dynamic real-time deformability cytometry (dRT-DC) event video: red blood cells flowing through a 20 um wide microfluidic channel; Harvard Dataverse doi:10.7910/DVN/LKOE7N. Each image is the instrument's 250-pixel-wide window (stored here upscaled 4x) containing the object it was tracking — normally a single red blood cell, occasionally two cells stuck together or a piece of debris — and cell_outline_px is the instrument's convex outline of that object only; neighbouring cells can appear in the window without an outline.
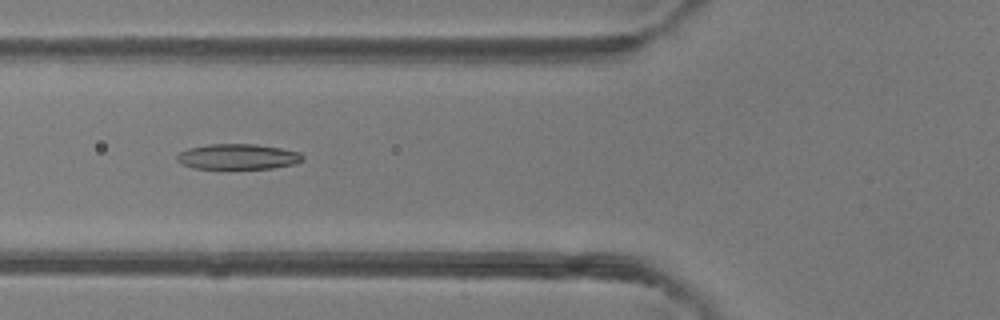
{"species": "common noctule bat (a hibernating species)", "species_latin": "Nyctalus noctula", "temperature_condition": "room temperature", "stored_images_in_passage": 40, "camera_frame_rate_fps": 3000, "um_per_image_px": 0.085, "animal": {"sex": "female"}, "frame": {"image": 1, "passage_image": 10, "time_ms": 3.0, "image_size_px": [1000, 320], "cell_outline_px": [[304, 160], [292, 164], [272, 168], [192, 168], [176, 160], [176, 156], [180, 152], [188, 148], [208, 144], [256, 144], [280, 148], [300, 152], [304, 156]], "centroid_in_image_um": [20.22, 13.3], "position_along_channel_um": 105.6, "area_um2": 18.5}}
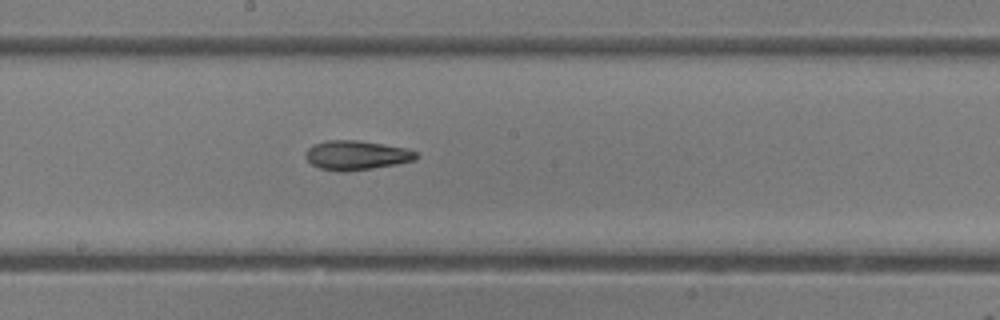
{"frame": {"image": 2, "passage_image": 18, "time_ms": 5.667, "image_size_px": [1000, 320], "cell_outline_px": [[420, 156], [416, 160], [396, 164], [348, 172], [336, 172], [320, 168], [312, 164], [304, 156], [304, 152], [312, 144], [328, 140], [356, 140], [404, 148], [416, 152]], "centroid_in_image_um": [30.25, 13.21], "position_along_channel_um": 217.9, "area_um2": 18.96}}
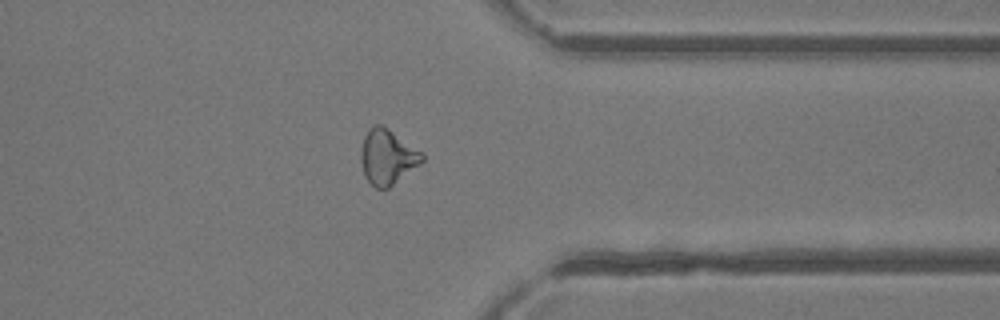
{"frame": {"image": 3, "passage_image": 30, "time_ms": 9.667, "image_size_px": [1000, 320], "cell_outline_px": [[424, 160], [420, 164], [388, 188], [376, 188], [368, 180], [364, 172], [360, 160], [360, 152], [364, 136], [368, 128], [372, 124], [380, 124], [388, 128], [420, 152], [424, 156]], "centroid_in_image_um": [32.89, 13.31], "position_along_channel_um": 378.5, "area_um2": 19.31}, "authors_computed_cell_mechanics": {"area_um2": 18.8428, "velocity_mm_per_s": 4.1905, "shape_relaxation_time_tau1_ms": null, "shape_relaxation_time_tau2_ms": 5.4726, "deformation_change_tau1": null, "deformation_change_tau2": 0.1564}}